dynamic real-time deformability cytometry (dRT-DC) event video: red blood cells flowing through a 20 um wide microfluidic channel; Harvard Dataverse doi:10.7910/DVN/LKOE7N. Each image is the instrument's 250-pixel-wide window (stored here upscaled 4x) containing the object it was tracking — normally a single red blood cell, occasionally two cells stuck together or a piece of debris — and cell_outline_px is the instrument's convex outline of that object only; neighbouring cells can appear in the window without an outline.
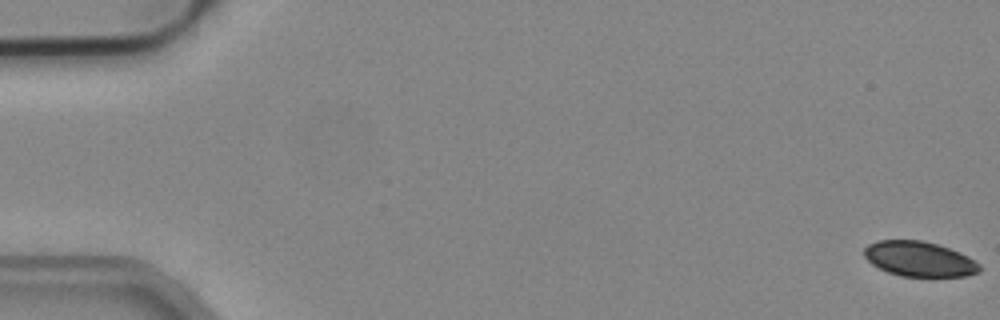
{"species": "common noctule bat (a hibernating species)", "species_latin": "Nyctalus noctula", "temperature_condition": "cold", "stored_images_in_passage": 6, "camera_frame_rate_fps": 3000, "um_per_image_px": 0.085, "animal": {"sex": "male", "body_mass_g": 19.2, "forearm_length_mm": 51.8}, "frame": {"image": 1, "passage_image": 1, "time_ms": 0.0, "image_size_px": [1000, 320], "cell_outline_px": [[980, 272], [968, 276], [900, 276], [888, 272], [872, 264], [864, 256], [864, 248], [868, 244], [880, 240], [920, 240], [936, 244], [960, 252], [976, 260], [980, 264]], "centroid_in_image_um": [78.16, 22.01], "position_along_channel_um": 6.8, "area_um2": 23.52}}